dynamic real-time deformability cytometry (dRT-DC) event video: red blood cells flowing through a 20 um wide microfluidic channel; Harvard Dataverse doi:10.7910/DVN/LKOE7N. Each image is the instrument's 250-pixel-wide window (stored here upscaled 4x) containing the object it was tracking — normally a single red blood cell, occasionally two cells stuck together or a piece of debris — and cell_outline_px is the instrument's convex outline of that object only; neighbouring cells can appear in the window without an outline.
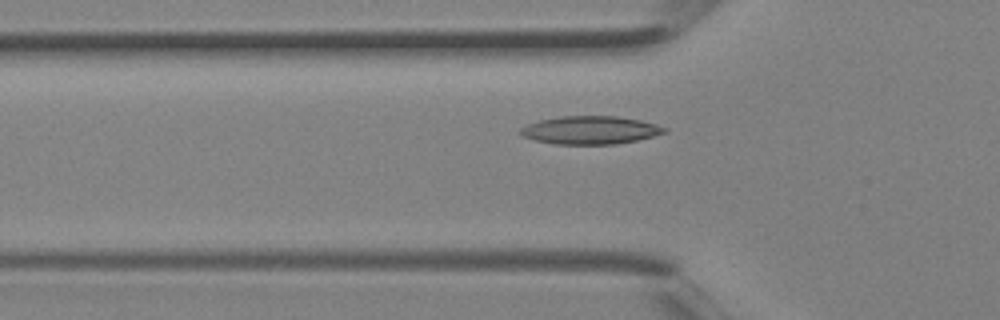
{"species": "Egyptian fruit bat (a non-hibernating species)", "species_latin": "Rousettus aegyptiacus", "temperature_condition": "room temperature", "stored_images_in_passage": 6, "segment_of_instrument_passage": [2, 2], "camera_frame_rate_fps": 3000, "um_per_image_px": 0.085, "animal": {"sex": "female"}, "frame": {"image": 1, "passage_image": 6, "time_ms": 1.667, "image_size_px": [1000, 320], "cell_outline_px": [[668, 132], [636, 140], [616, 144], [556, 144], [536, 140], [524, 136], [520, 132], [520, 128], [528, 124], [540, 120], [560, 116], [616, 116], [640, 120], [656, 124], [668, 128]], "centroid_in_image_um": [50.21, 11.05], "position_along_channel_um": 75.6, "area_um2": 23.41}}